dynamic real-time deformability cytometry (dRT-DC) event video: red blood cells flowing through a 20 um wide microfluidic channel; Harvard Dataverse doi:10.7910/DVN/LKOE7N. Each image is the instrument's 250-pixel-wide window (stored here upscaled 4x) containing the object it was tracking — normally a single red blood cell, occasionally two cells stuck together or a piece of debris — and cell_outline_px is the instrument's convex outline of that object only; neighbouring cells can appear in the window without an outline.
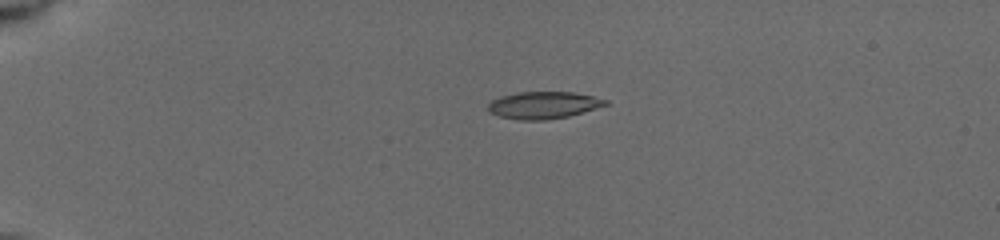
{"species": "common noctule bat (a hibernating species)", "species_latin": "Nyctalus noctula", "temperature_condition": "cold", "stored_images_in_passage": 34, "camera_frame_rate_fps": 3000, "um_per_image_px": 0.085, "animal": {"sex": "female", "body_mass_g": 19.5, "forearm_length_mm": 54.1}, "frame": {"image": 1, "passage_image": 1, "time_ms": 0.0, "image_size_px": [1000, 240], "cell_outline_px": [[608, 104], [596, 108], [568, 116], [544, 120], [520, 120], [500, 116], [488, 112], [488, 104], [492, 100], [500, 96], [520, 92], [572, 92], [592, 96], [608, 100]], "centroid_in_image_um": [46.17, 8.93], "position_along_channel_um": 38.8, "area_um2": 18.38}}
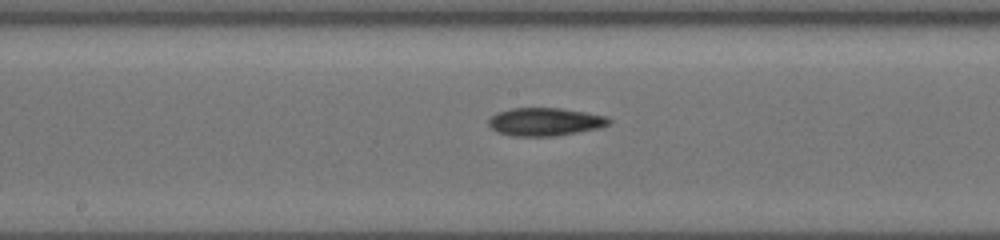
{"frame": {"image": 2, "passage_image": 15, "time_ms": 5.667, "image_size_px": [1000, 240], "cell_outline_px": [[612, 124], [600, 128], [556, 136], [512, 136], [496, 132], [488, 124], [488, 120], [496, 112], [512, 108], [560, 108], [608, 116], [612, 120]], "centroid_in_image_um": [46.35, 10.35], "position_along_channel_um": 201.8, "area_um2": 19.88}}
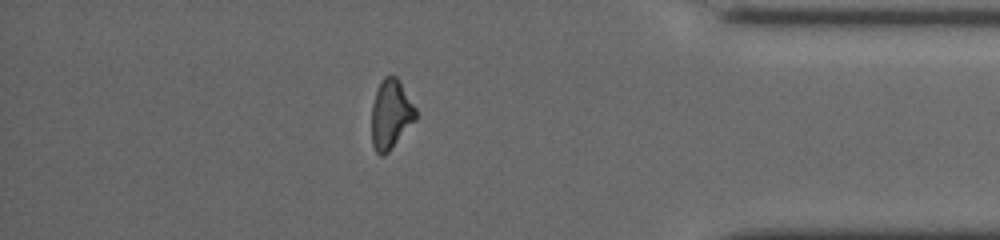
{"frame": {"image": 3, "passage_image": 29, "time_ms": 11.333, "image_size_px": [1000, 240], "cell_outline_px": [[416, 120], [388, 152], [384, 156], [380, 156], [376, 152], [372, 144], [372, 104], [376, 92], [384, 76], [396, 76], [416, 108]], "centroid_in_image_um": [33.22, 9.75], "position_along_channel_um": 402.0, "area_um2": 17.63}, "authors_computed_cell_mechanics": {"area_um2": 18.496, "velocity_mm_per_s": 3.9522, "shape_relaxation_time_tau1_ms": 3.6963, "shape_relaxation_time_tau2_ms": 5.7979, "deformation_change_tau1": 0.0887, "deformation_change_tau2": 0.1522}}